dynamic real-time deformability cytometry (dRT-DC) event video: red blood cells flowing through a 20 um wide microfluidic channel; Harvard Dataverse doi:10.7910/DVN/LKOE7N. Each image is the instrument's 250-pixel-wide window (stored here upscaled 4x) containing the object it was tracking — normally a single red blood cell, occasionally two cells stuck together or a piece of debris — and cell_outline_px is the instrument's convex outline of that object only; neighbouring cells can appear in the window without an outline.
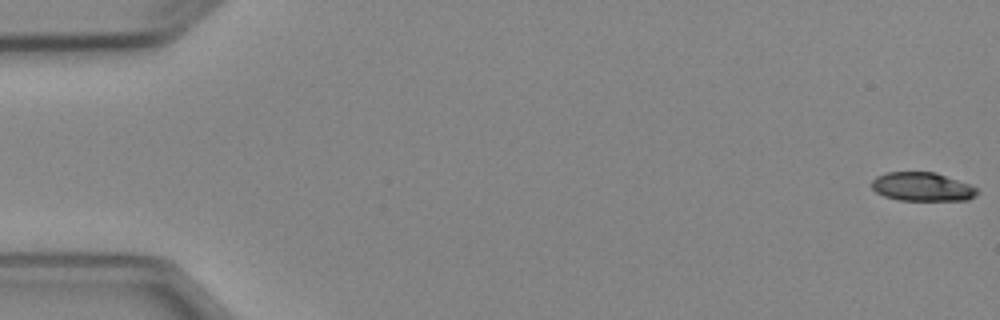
{"species": "Egyptian fruit bat (a non-hibernating species)", "species_latin": "Rousettus aegyptiacus", "temperature_condition": "cold", "stored_images_in_passage": 5, "camera_frame_rate_fps": 3000, "um_per_image_px": 0.085, "animal": {"sex": "female"}, "frame": {"image": 1, "passage_image": 1, "time_ms": 0.0, "image_size_px": [1000, 320], "cell_outline_px": [[976, 196], [968, 200], [900, 200], [884, 196], [876, 192], [872, 188], [872, 180], [876, 176], [888, 172], [936, 172], [968, 184], [976, 188]], "centroid_in_image_um": [78.36, 15.87], "position_along_channel_um": 6.6, "area_um2": 17.51}}
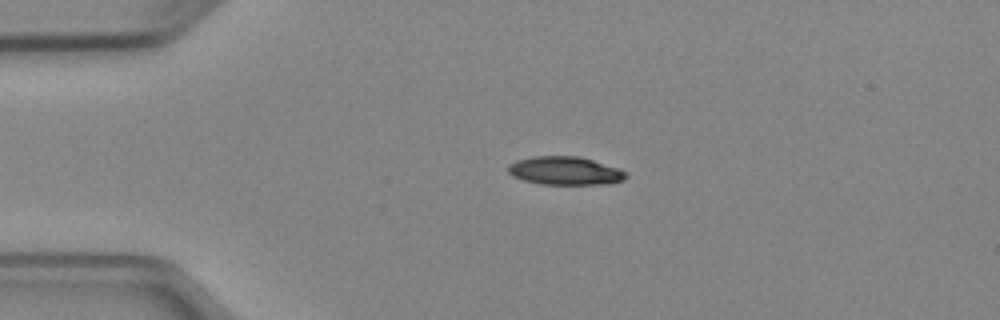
{"frame": {"image": 2, "passage_image": 4, "time_ms": 3.667, "image_size_px": [1000, 320], "cell_outline_px": [[628, 176], [624, 180], [600, 184], [540, 184], [524, 180], [512, 176], [508, 172], [508, 164], [516, 160], [532, 156], [580, 156], [628, 172]], "centroid_in_image_um": [47.99, 14.51], "position_along_channel_um": 37.0, "area_um2": 19.36}}